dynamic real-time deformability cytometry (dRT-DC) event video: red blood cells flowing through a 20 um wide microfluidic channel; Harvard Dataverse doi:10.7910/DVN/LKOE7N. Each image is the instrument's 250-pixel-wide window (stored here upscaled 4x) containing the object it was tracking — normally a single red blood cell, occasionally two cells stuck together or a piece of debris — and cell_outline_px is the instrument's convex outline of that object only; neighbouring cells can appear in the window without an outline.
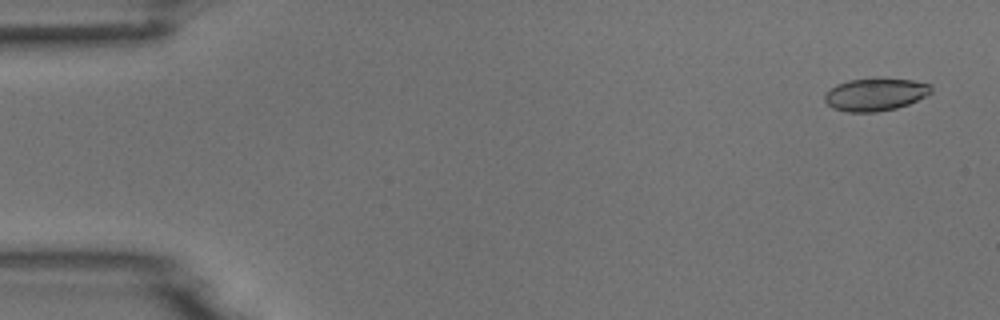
{"species": "common noctule bat (a hibernating species)", "species_latin": "Nyctalus noctula", "temperature_condition": "room temperature", "stored_images_in_passage": 5, "camera_frame_rate_fps": 3000, "um_per_image_px": 0.085, "animal": {"sex": "male", "body_mass_g": 18.8}, "frame": {"image": 1, "passage_image": 1, "time_ms": 0.0, "image_size_px": [1000, 320], "cell_outline_px": [[932, 92], [908, 104], [896, 108], [876, 112], [848, 112], [832, 108], [824, 100], [824, 96], [836, 84], [848, 80], [912, 80], [932, 84]], "centroid_in_image_um": [74.4, 8.05], "position_along_channel_um": 10.6, "area_um2": 19.71}}
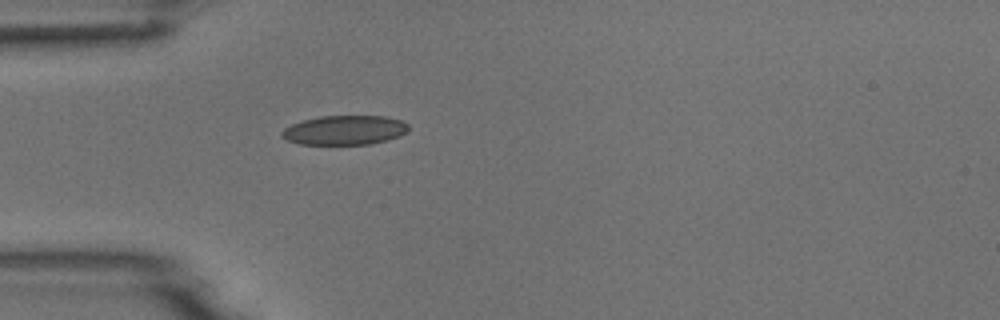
{"frame": {"image": 2, "passage_image": 5, "time_ms": 1.333, "image_size_px": [1000, 320], "cell_outline_px": [[408, 132], [400, 136], [388, 140], [368, 144], [300, 144], [288, 140], [280, 136], [280, 132], [284, 128], [292, 124], [304, 120], [320, 116], [388, 116], [400, 120], [408, 124]], "centroid_in_image_um": [29.31, 11.06], "position_along_channel_um": 55.7, "area_um2": 21.73}}